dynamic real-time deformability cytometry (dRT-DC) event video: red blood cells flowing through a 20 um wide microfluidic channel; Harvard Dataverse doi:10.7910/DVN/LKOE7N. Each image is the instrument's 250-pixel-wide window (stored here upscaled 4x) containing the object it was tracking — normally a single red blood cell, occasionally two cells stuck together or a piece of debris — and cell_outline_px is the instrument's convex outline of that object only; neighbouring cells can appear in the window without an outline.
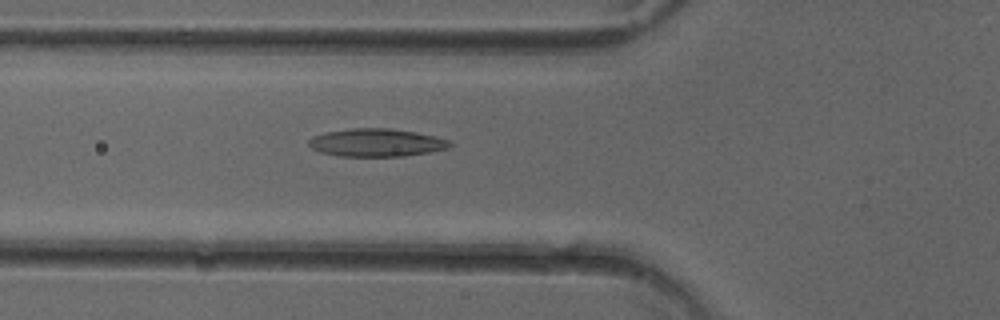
{"species": "common noctule bat (a hibernating species)", "species_latin": "Nyctalus noctula", "temperature_condition": "cold", "stored_images_in_passage": 45, "camera_frame_rate_fps": 3000, "um_per_image_px": 0.085, "animal": {"sex": "female"}, "frame": {"image": 1, "passage_image": 18, "time_ms": 5.667, "image_size_px": [1000, 320], "cell_outline_px": [[452, 144], [448, 148], [428, 152], [404, 156], [340, 156], [320, 152], [312, 148], [308, 144], [308, 140], [312, 136], [324, 132], [352, 128], [388, 128], [416, 132], [436, 136], [448, 140]], "centroid_in_image_um": [31.97, 12.11], "position_along_channel_um": 93.8, "area_um2": 22.95}}
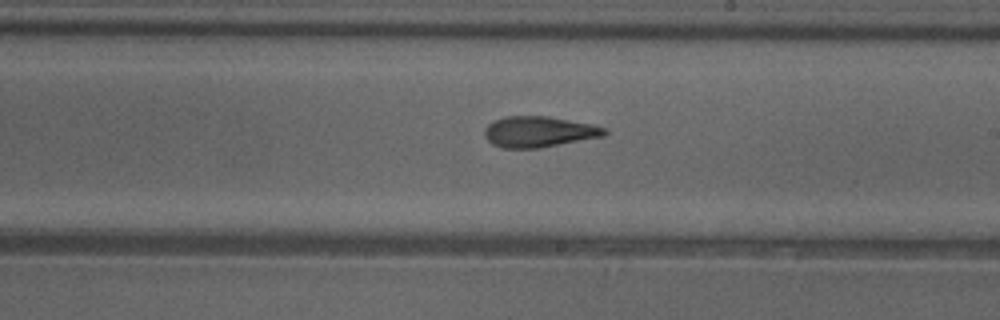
{"frame": {"image": 2, "passage_image": 29, "time_ms": 9.333, "image_size_px": [1000, 320], "cell_outline_px": [[608, 132], [604, 136], [540, 148], [504, 148], [492, 144], [484, 136], [484, 128], [488, 124], [504, 116], [548, 116], [608, 128]], "centroid_in_image_um": [45.79, 11.2], "position_along_channel_um": 243.2, "area_um2": 21.5}}
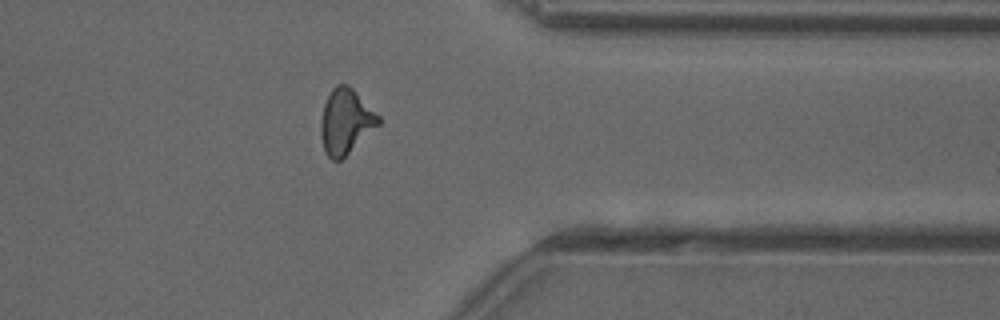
{"frame": {"image": 3, "passage_image": 40, "time_ms": 13.0, "image_size_px": [1000, 320], "cell_outline_px": [[380, 124], [340, 160], [332, 160], [324, 152], [320, 136], [320, 120], [324, 104], [332, 88], [336, 84], [348, 84], [380, 116]], "centroid_in_image_um": [29.36, 10.32], "position_along_channel_um": 382.0, "area_um2": 21.79}, "authors_computed_cell_mechanics": {"area_um2": 21.7906, "velocity_mm_per_s": 4.049, "shape_relaxation_time_tau1_ms": null, "shape_relaxation_time_tau2_ms": 3.0238, "deformation_change_tau1": null, "deformation_change_tau2": 0.1221}}